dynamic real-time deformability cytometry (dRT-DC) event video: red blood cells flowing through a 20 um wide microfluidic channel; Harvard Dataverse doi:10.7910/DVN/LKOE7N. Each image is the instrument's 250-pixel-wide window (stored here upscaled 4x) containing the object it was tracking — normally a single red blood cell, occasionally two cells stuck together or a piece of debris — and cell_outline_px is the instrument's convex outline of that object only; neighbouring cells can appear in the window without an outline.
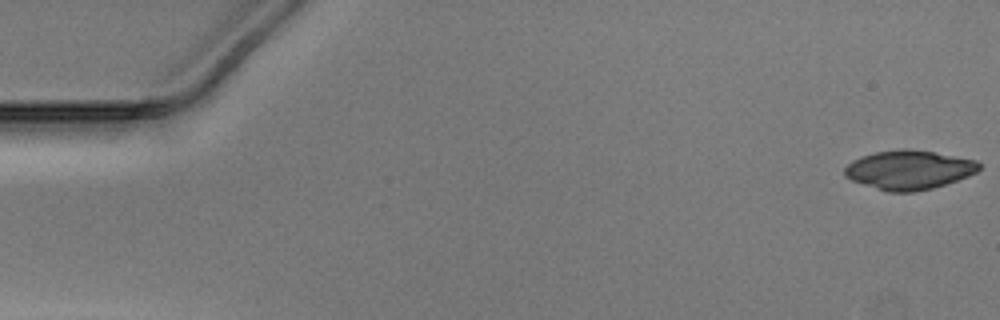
{"species": "Egyptian fruit bat (a non-hibernating species)", "species_latin": "Rousettus aegyptiacus", "temperature_condition": "warm", "stored_images_in_passage": 19, "camera_frame_rate_fps": 3000, "um_per_image_px": 0.085, "animal": {"sex": "male"}, "frame": {"image": 1, "passage_image": 1, "time_ms": 0.0, "image_size_px": [1000, 320], "cell_outline_px": [[980, 168], [976, 172], [968, 176], [932, 188], [912, 192], [888, 192], [852, 180], [844, 176], [844, 168], [852, 160], [860, 156], [876, 152], [904, 148], [932, 152], [976, 160], [980, 164]], "centroid_in_image_um": [77.23, 14.43], "position_along_channel_um": 7.8, "area_um2": 30.35}}